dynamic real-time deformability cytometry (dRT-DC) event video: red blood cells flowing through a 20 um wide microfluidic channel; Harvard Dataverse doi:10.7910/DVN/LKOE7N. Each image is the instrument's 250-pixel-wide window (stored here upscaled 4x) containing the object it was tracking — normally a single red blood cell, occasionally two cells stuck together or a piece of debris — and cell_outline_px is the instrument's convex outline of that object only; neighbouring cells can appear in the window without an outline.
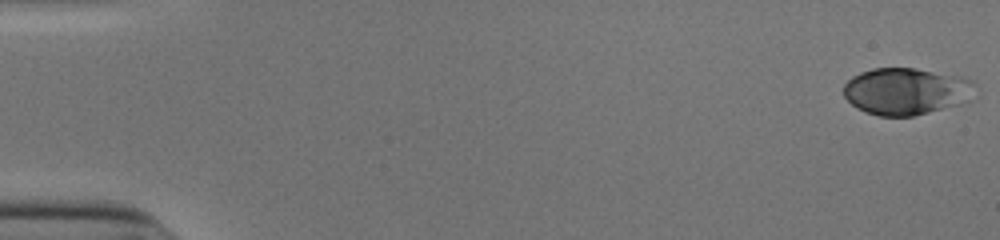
{"species": "human", "species_latin": "Homo sapiens", "temperature_condition": "cold", "stored_images_in_passage": 32, "camera_frame_rate_fps": 3000, "um_per_image_px": 0.085, "donor": {"sex": "male"}, "frame": {"image": 1, "passage_image": 1, "time_ms": 0.0, "image_size_px": [1000, 240], "cell_outline_px": [[976, 84], [968, 100], [960, 104], [912, 116], [880, 116], [864, 112], [856, 108], [844, 96], [844, 84], [852, 76], [860, 72], [872, 68], [916, 68], [964, 76], [972, 80]], "centroid_in_image_um": [77.01, 7.74], "position_along_channel_um": 8.0, "area_um2": 36.13}}
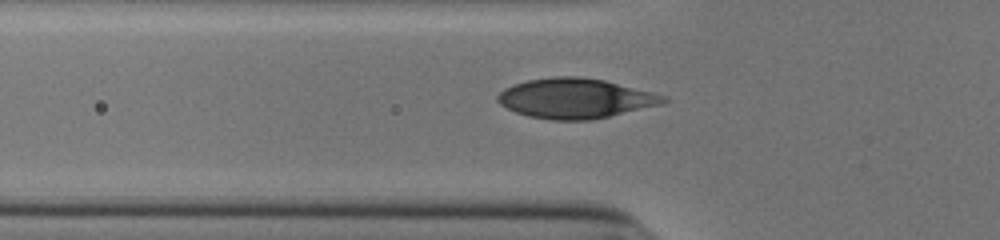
{"frame": {"image": 2, "passage_image": 19, "time_ms": 6.0, "image_size_px": [1000, 240], "cell_outline_px": [[668, 100], [664, 104], [592, 120], [552, 120], [528, 116], [516, 112], [500, 104], [496, 100], [496, 96], [504, 88], [512, 84], [528, 80], [552, 76], [580, 76], [604, 80], [668, 96]], "centroid_in_image_um": [48.91, 8.36], "position_along_channel_um": 76.9, "area_um2": 38.78}}
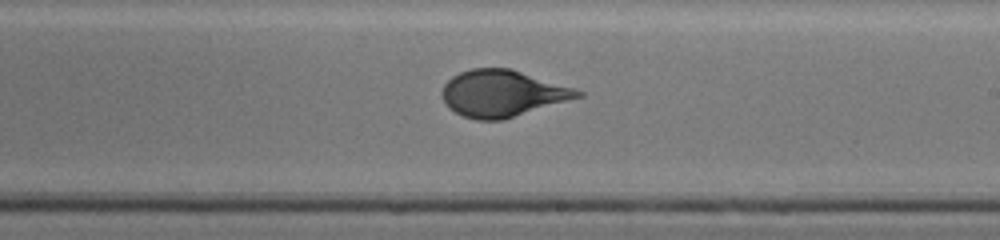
{"frame": {"image": 3, "passage_image": 32, "time_ms": 10.333, "image_size_px": [1000, 240], "cell_outline_px": [[584, 96], [504, 120], [476, 120], [464, 116], [448, 108], [440, 96], [440, 92], [444, 84], [452, 76], [460, 72], [472, 68], [512, 68], [576, 88], [584, 92]], "centroid_in_image_um": [42.72, 7.94], "position_along_channel_um": 246.3, "area_um2": 37.34}}